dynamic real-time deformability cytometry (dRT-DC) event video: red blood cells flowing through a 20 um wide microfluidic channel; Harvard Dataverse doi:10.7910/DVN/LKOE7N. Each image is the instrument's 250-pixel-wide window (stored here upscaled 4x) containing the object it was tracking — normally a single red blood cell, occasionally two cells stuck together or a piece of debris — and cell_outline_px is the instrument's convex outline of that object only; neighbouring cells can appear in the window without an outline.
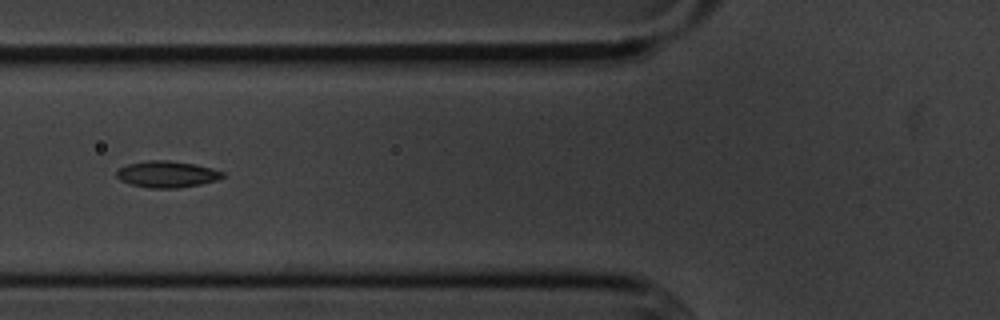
{"species": "common noctule bat (a hibernating species)", "species_latin": "Nyctalus noctula", "temperature_condition": "cold", "stored_images_in_passage": 9, "camera_frame_rate_fps": 3000, "um_per_image_px": 0.085, "animal": {"sex": "male", "body_mass_g": 20.1, "forearm_length_mm": 53.5}, "frame": {"image": 1, "passage_image": 6, "time_ms": 5.667, "image_size_px": [1000, 320], "cell_outline_px": [[224, 176], [216, 180], [200, 184], [176, 188], [148, 188], [132, 184], [120, 180], [116, 176], [116, 172], [120, 168], [128, 164], [148, 160], [168, 160], [196, 164], [212, 168], [224, 172]], "centroid_in_image_um": [14.19, 14.8], "position_along_channel_um": 111.6, "area_um2": 16.3}}
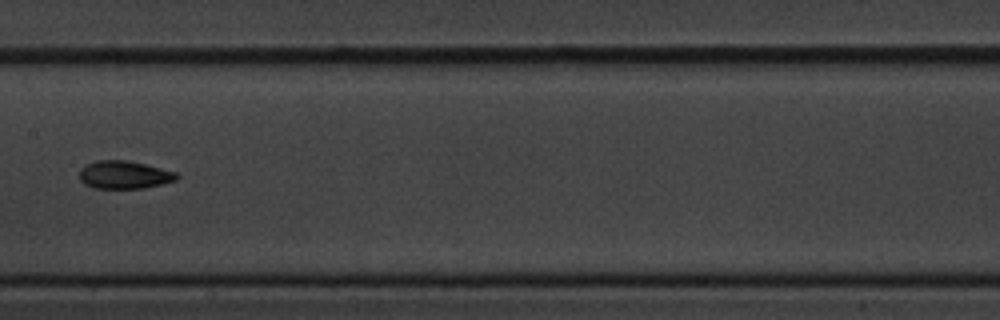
{"frame": {"image": 2, "passage_image": 8, "time_ms": 8.0, "image_size_px": [1000, 320], "cell_outline_px": [[180, 176], [176, 180], [164, 184], [144, 188], [92, 188], [84, 184], [80, 180], [80, 168], [96, 160], [128, 160], [176, 172]], "centroid_in_image_um": [10.56, 14.86], "position_along_channel_um": 196.8, "area_um2": 15.9}}
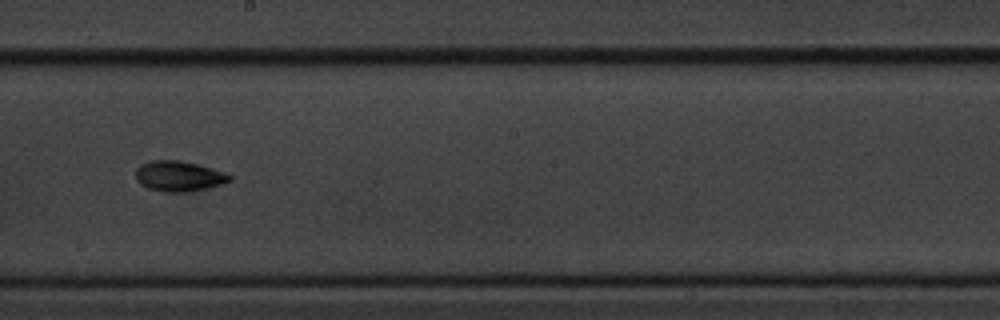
{"frame": {"image": 3, "passage_image": 9, "time_ms": 9.0, "image_size_px": [1000, 320], "cell_outline_px": [[232, 180], [224, 184], [184, 192], [164, 192], [148, 188], [140, 184], [136, 180], [136, 168], [140, 164], [152, 160], [176, 160], [196, 164], [224, 172], [232, 176]], "centroid_in_image_um": [15.18, 14.97], "position_along_channel_um": 233.0, "area_um2": 16.53}}